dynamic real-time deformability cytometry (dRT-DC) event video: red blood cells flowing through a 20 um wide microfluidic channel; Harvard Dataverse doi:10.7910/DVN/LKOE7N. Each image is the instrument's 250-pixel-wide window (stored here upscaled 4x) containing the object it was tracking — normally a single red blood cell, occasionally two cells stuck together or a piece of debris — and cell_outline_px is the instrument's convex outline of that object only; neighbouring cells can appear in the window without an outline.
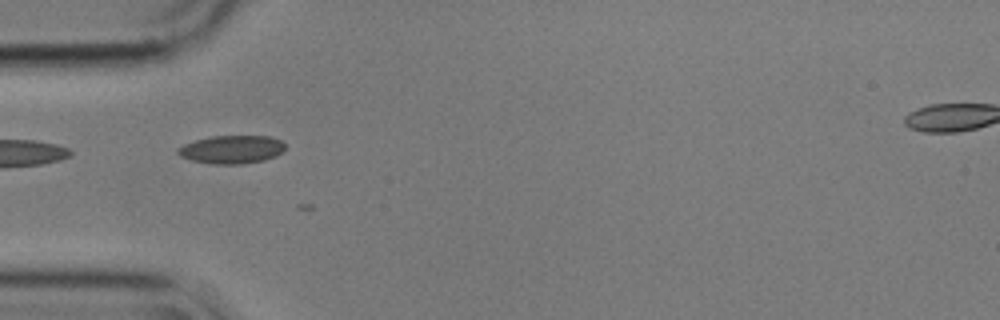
{"species": "common noctule bat (a hibernating species)", "species_latin": "Nyctalus noctula", "temperature_condition": "cold", "stored_images_in_passage": 22, "camera_frame_rate_fps": 3000, "um_per_image_px": 0.085, "animal": {"sex": "male", "body_mass_g": 17.9}, "frame": {"image": 1, "passage_image": 1, "time_ms": 0.0, "image_size_px": [1000, 320], "cell_outline_px": [[284, 148], [276, 156], [264, 160], [244, 164], [212, 164], [192, 160], [180, 156], [176, 152], [176, 148], [184, 144], [196, 140], [212, 136], [268, 136], [280, 140], [284, 144]], "centroid_in_image_um": [19.66, 12.71], "position_along_channel_um": 65.3, "area_um2": 17.57}}
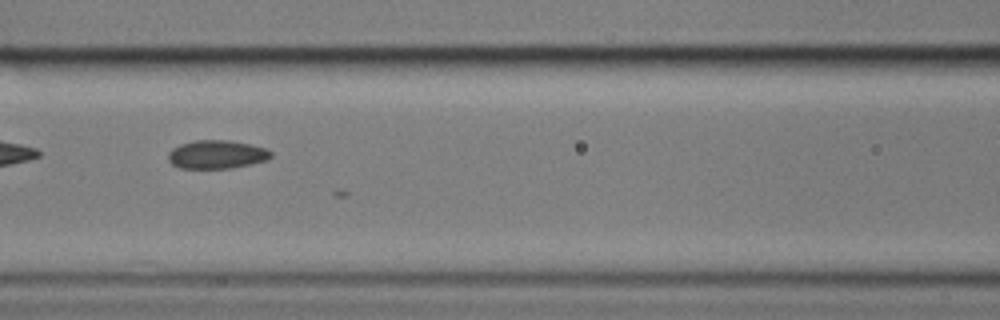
{"frame": {"image": 2, "passage_image": 8, "time_ms": 2.333, "image_size_px": [1000, 320], "cell_outline_px": [[272, 156], [268, 160], [228, 168], [180, 168], [172, 164], [168, 160], [168, 152], [172, 148], [180, 144], [196, 140], [228, 140], [248, 144], [264, 148], [272, 152]], "centroid_in_image_um": [18.39, 13.12], "position_along_channel_um": 148.2, "area_um2": 16.88}}